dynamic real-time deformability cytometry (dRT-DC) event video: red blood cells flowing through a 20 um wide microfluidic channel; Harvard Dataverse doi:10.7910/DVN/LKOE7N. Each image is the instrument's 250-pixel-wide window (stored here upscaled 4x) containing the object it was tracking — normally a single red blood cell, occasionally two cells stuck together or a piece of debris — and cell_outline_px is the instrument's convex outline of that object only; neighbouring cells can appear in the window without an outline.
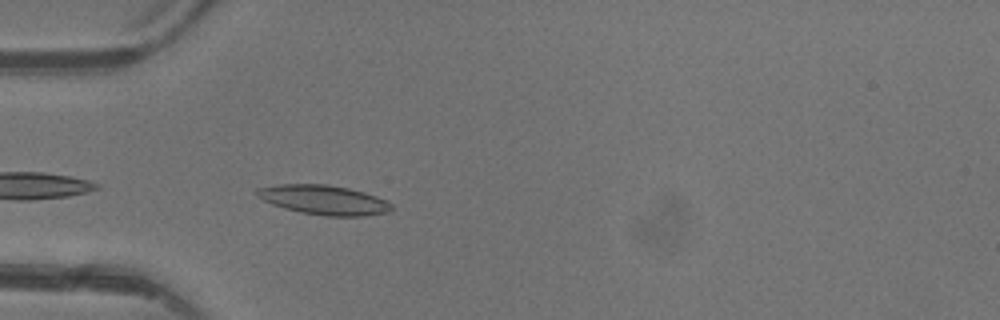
{"species": "common noctule bat (a hibernating species)", "species_latin": "Nyctalus noctula", "temperature_condition": "warm", "stored_images_in_passage": 3, "camera_frame_rate_fps": 3000, "um_per_image_px": 0.085, "animal": {"sex": "female"}, "frame": {"image": 1, "passage_image": 3, "time_ms": 2.667, "image_size_px": [1000, 320], "cell_outline_px": [[392, 208], [388, 212], [364, 216], [324, 216], [300, 212], [284, 208], [272, 204], [256, 196], [256, 188], [276, 184], [328, 184], [348, 188], [364, 192], [388, 200], [392, 204]], "centroid_in_image_um": [27.52, 16.99], "position_along_channel_um": 57.5, "area_um2": 23.29}}